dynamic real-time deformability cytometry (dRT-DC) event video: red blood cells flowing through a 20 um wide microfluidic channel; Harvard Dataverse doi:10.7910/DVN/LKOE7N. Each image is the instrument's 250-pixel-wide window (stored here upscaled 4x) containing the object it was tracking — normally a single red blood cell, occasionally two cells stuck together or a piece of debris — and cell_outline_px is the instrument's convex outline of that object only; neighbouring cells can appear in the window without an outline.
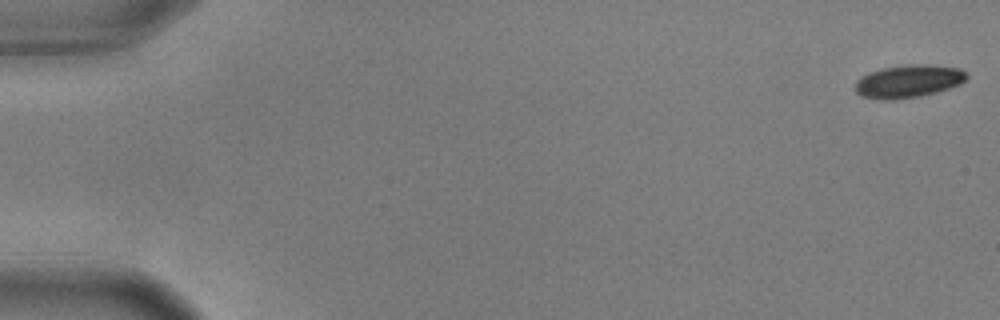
{"species": "common noctule bat (a hibernating species)", "species_latin": "Nyctalus noctula", "temperature_condition": "warm", "stored_images_in_passage": 18, "camera_frame_rate_fps": 3000, "um_per_image_px": 0.085, "animal": {"sex": "male", "body_mass_g": 17.9, "forearm_length_mm": 54.2}, "frame": {"image": 1, "passage_image": 1, "time_ms": 0.0, "image_size_px": [1000, 320], "cell_outline_px": [[968, 76], [960, 84], [936, 92], [920, 96], [892, 100], [884, 100], [860, 96], [856, 92], [856, 80], [860, 76], [868, 72], [884, 68], [904, 64], [928, 64], [960, 68]], "centroid_in_image_um": [77.18, 6.9], "position_along_channel_um": 7.8, "area_um2": 21.39}}
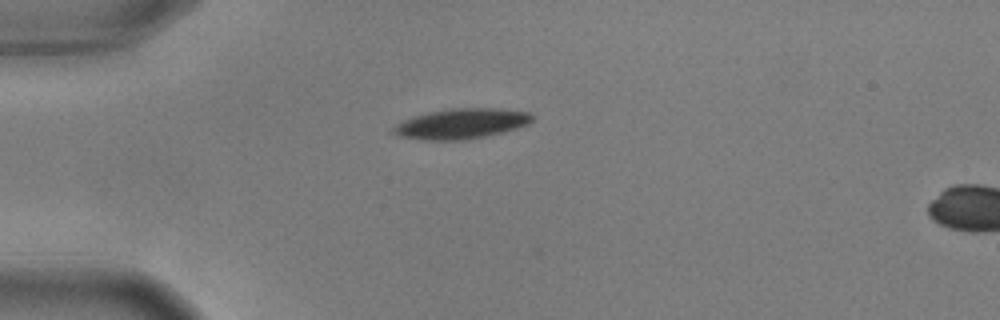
{"frame": {"image": 2, "passage_image": 15, "time_ms": 4.667, "image_size_px": [1000, 320], "cell_outline_px": [[532, 120], [528, 124], [504, 132], [468, 140], [420, 140], [396, 136], [388, 132], [396, 124], [404, 120], [428, 112], [452, 108], [500, 108], [528, 112], [532, 116]], "centroid_in_image_um": [39.16, 10.53], "position_along_channel_um": 45.8, "area_um2": 24.68}}